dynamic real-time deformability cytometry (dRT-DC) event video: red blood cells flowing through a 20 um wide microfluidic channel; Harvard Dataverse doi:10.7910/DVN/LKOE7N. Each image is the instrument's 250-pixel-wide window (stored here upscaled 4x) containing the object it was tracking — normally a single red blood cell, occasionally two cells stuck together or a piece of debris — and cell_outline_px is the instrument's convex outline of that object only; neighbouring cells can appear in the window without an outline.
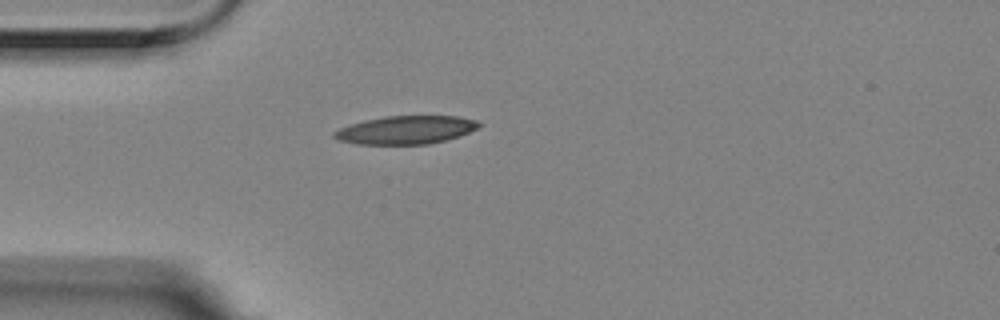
{"species": "Egyptian fruit bat (a non-hibernating species)", "species_latin": "Rousettus aegyptiacus", "temperature_condition": "room temperature", "stored_images_in_passage": 1, "camera_frame_rate_fps": 3000, "um_per_image_px": 0.085, "animal": {"sex": "female"}, "frame": {"image": 1, "passage_image": 1, "time_ms": 0.0, "image_size_px": [1000, 320], "cell_outline_px": [[480, 124], [476, 128], [460, 136], [428, 144], [356, 144], [340, 140], [332, 136], [332, 132], [340, 128], [364, 120], [384, 116], [460, 116], [476, 120]], "centroid_in_image_um": [34.48, 11.04], "position_along_channel_um": 50.5, "area_um2": 23.64}}